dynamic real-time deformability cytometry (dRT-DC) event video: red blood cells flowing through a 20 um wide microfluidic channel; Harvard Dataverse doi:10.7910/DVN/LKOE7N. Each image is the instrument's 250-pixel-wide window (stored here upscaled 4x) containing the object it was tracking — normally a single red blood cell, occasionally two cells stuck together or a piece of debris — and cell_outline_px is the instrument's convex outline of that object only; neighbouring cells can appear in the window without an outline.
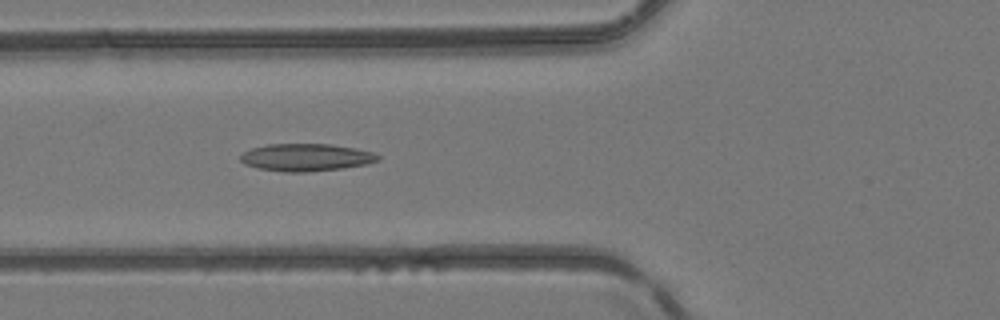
{"species": "common noctule bat (a hibernating species)", "species_latin": "Nyctalus noctula", "temperature_condition": "room temperature", "stored_images_in_passage": 6, "camera_frame_rate_fps": 3000, "um_per_image_px": 0.085, "animal": {"sex": "female", "body_mass_g": 24.6, "forearm_length_mm": 56.2}, "frame": {"image": 1, "passage_image": 6, "time_ms": 5.667, "image_size_px": [1000, 320], "cell_outline_px": [[380, 160], [368, 164], [340, 168], [304, 172], [284, 172], [256, 168], [244, 164], [240, 160], [240, 156], [244, 152], [252, 148], [268, 144], [332, 144], [356, 148], [372, 152], [380, 156]], "centroid_in_image_um": [26.01, 13.37], "position_along_channel_um": 99.8, "area_um2": 22.02}}